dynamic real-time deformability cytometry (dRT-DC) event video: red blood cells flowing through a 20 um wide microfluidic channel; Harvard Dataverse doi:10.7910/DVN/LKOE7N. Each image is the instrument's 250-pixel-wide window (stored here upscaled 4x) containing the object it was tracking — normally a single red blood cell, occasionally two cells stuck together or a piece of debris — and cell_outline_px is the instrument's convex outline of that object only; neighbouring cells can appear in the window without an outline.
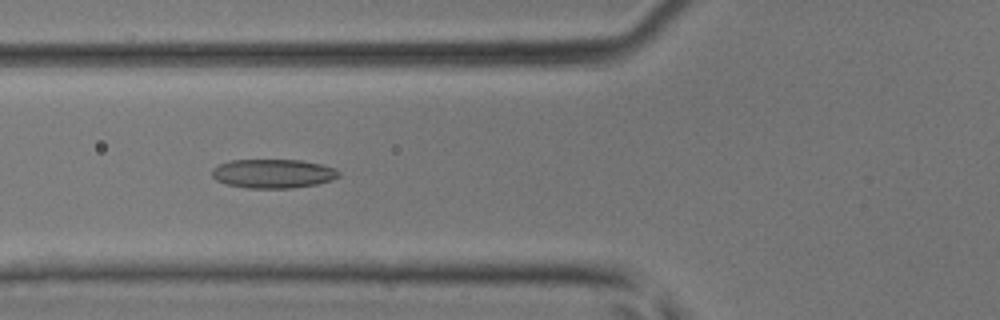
{"species": "common noctule bat (a hibernating species)", "species_latin": "Nyctalus noctula", "temperature_condition": "room temperature", "stored_images_in_passage": 45, "camera_frame_rate_fps": 3000, "um_per_image_px": 0.085, "animal": {"sex": "male", "body_mass_g": 17.9, "forearm_length_mm": 54.2}, "frame": {"image": 1, "passage_image": 18, "time_ms": 5.667, "image_size_px": [1000, 320], "cell_outline_px": [[340, 176], [332, 180], [316, 184], [292, 188], [248, 188], [228, 184], [216, 180], [212, 176], [212, 168], [220, 164], [232, 160], [300, 160], [320, 164], [336, 168], [340, 172]], "centroid_in_image_um": [23.23, 14.75], "position_along_channel_um": 102.6, "area_um2": 21.39}}
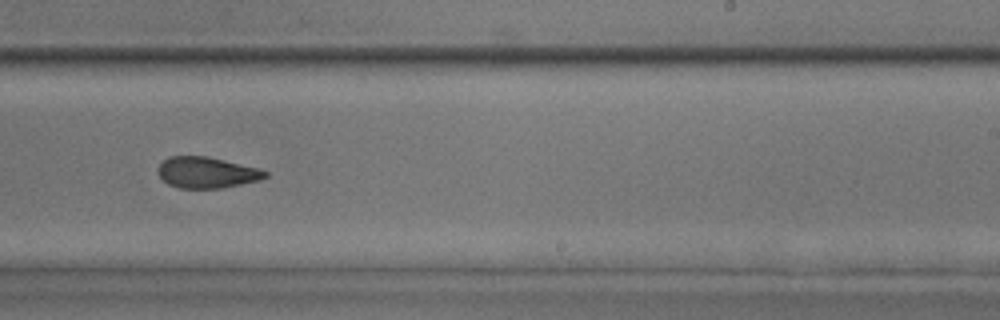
{"frame": {"image": 2, "passage_image": 29, "time_ms": 9.333, "image_size_px": [1000, 320], "cell_outline_px": [[268, 176], [260, 180], [220, 188], [180, 188], [168, 184], [156, 172], [156, 168], [168, 156], [208, 156], [256, 168], [268, 172]], "centroid_in_image_um": [17.53, 14.66], "position_along_channel_um": 271.5, "area_um2": 19.31}}
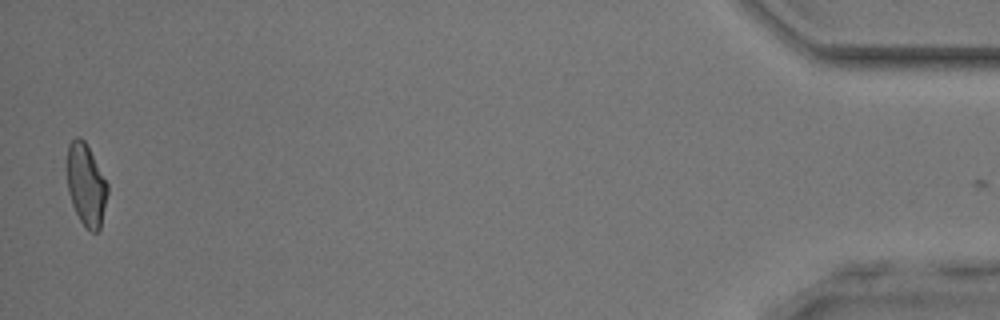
{"frame": {"image": 3, "passage_image": 45, "time_ms": 14.667, "image_size_px": [1000, 320], "cell_outline_px": [[108, 192], [100, 228], [96, 232], [92, 232], [80, 220], [72, 204], [68, 192], [68, 144], [76, 136], [80, 136], [84, 140], [108, 184]], "centroid_in_image_um": [7.32, 15.7], "position_along_channel_um": 427.9, "area_um2": 18.96}}